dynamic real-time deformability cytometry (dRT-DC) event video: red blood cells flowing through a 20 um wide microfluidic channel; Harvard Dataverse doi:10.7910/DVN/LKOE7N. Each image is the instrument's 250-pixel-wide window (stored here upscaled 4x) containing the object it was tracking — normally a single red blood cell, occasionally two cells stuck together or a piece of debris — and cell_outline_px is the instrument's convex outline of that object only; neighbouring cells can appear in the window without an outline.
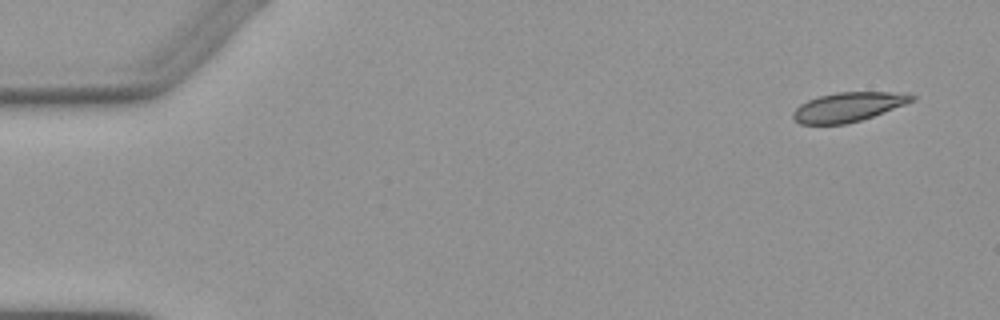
{"species": "Egyptian fruit bat (a non-hibernating species)", "species_latin": "Rousettus aegyptiacus", "temperature_condition": "warm", "stored_images_in_passage": 4, "camera_frame_rate_fps": 3000, "um_per_image_px": 0.085, "animal": {"sex": "female"}, "frame": {"image": 1, "passage_image": 1, "time_ms": 0.0, "image_size_px": [1000, 320], "cell_outline_px": [[916, 100], [884, 112], [860, 120], [844, 124], [800, 124], [792, 116], [792, 112], [800, 104], [808, 100], [820, 96], [836, 92], [908, 92], [916, 96]], "centroid_in_image_um": [72.13, 9.08], "position_along_channel_um": 12.9, "area_um2": 20.29}}